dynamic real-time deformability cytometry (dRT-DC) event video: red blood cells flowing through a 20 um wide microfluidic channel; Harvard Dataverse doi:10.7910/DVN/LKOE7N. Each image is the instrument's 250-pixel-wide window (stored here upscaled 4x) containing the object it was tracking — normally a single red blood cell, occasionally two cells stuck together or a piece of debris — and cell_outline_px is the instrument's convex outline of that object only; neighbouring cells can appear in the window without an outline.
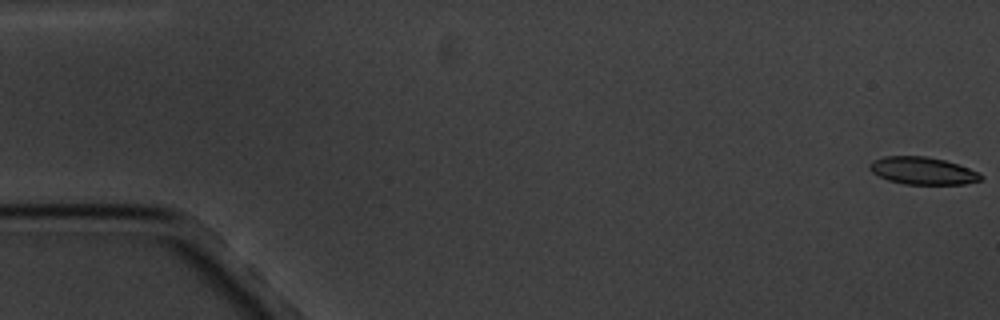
{"species": "common noctule bat (a hibernating species)", "species_latin": "Nyctalus noctula", "temperature_condition": "cold", "stored_images_in_passage": 10, "camera_frame_rate_fps": 3000, "um_per_image_px": 0.085, "animal": {"sex": "male", "body_mass_g": 20.1, "forearm_length_mm": 53.5}, "frame": {"image": 1, "passage_image": 1, "time_ms": 0.0, "image_size_px": [1000, 320], "cell_outline_px": [[984, 180], [964, 184], [904, 184], [888, 180], [872, 172], [868, 168], [868, 164], [872, 160], [884, 156], [928, 156], [944, 160], [968, 168], [984, 176]], "centroid_in_image_um": [78.41, 14.51], "position_along_channel_um": 6.6, "area_um2": 17.8}}
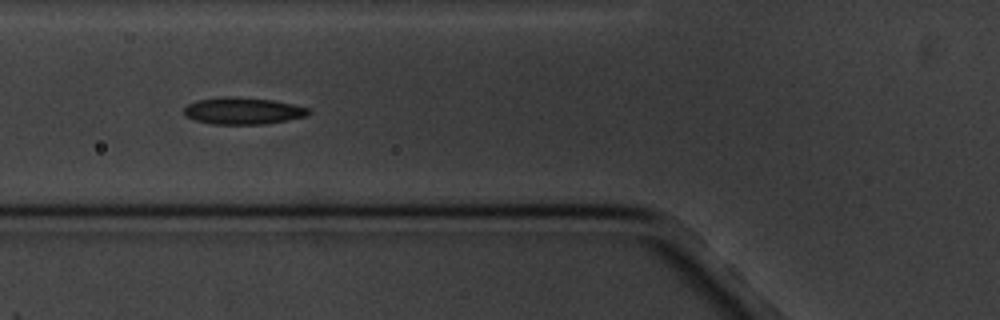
{"frame": {"image": 2, "passage_image": 7, "time_ms": 7.0, "image_size_px": [1000, 320], "cell_outline_px": [[312, 112], [308, 116], [264, 124], [212, 124], [196, 120], [184, 116], [184, 108], [188, 104], [196, 100], [224, 96], [228, 96], [272, 100], [292, 104], [308, 108]], "centroid_in_image_um": [20.64, 9.42], "position_along_channel_um": 105.2, "area_um2": 19.48}}
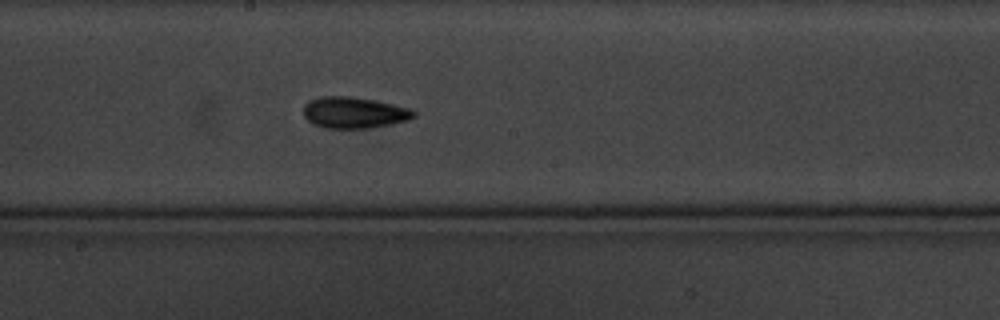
{"frame": {"image": 3, "passage_image": 10, "time_ms": 10.333, "image_size_px": [1000, 320], "cell_outline_px": [[416, 116], [408, 120], [392, 124], [368, 128], [324, 128], [312, 124], [304, 116], [304, 104], [308, 100], [320, 96], [348, 96], [372, 100], [412, 108], [416, 112]], "centroid_in_image_um": [30.09, 9.57], "position_along_channel_um": 218.1, "area_um2": 20.23}}